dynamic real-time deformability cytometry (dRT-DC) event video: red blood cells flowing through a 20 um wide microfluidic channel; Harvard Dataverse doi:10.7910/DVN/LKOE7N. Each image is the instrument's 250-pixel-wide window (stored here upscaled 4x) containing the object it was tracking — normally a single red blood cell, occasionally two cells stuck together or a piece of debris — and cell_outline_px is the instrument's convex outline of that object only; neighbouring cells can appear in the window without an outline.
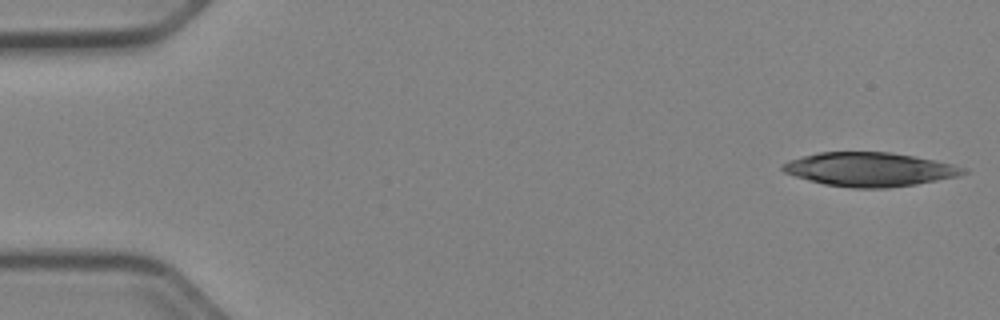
{"species": "Egyptian fruit bat (a non-hibernating species)", "species_latin": "Rousettus aegyptiacus", "temperature_condition": "cold", "stored_images_in_passage": 10, "camera_frame_rate_fps": 3000, "um_per_image_px": 0.085, "animal": {"sex": "female"}, "frame": {"image": 1, "passage_image": 1, "time_ms": 0.0, "image_size_px": [1000, 320], "cell_outline_px": [[968, 172], [956, 176], [916, 184], [888, 188], [852, 188], [824, 184], [808, 180], [784, 172], [780, 168], [780, 164], [788, 160], [800, 156], [820, 152], [892, 152], [952, 164], [968, 168]], "centroid_in_image_um": [73.87, 14.39], "position_along_channel_um": 11.1, "area_um2": 35.66}}